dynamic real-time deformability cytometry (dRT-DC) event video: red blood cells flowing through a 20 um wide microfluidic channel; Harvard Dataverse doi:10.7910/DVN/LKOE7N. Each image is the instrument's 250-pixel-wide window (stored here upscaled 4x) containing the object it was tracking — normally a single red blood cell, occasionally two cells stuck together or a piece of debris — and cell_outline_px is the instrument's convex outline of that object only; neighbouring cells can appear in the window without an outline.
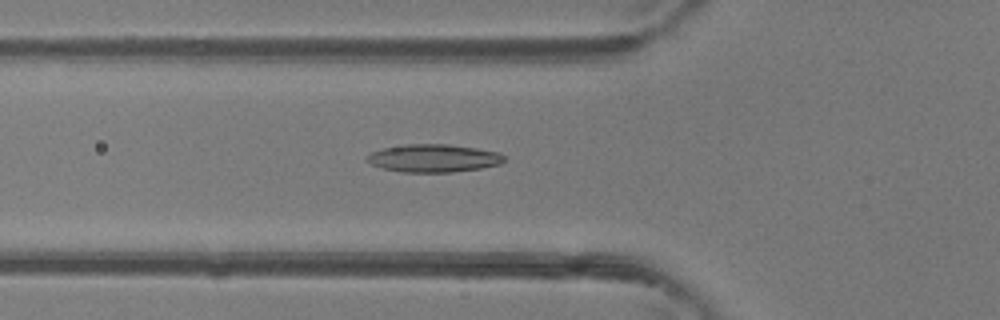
{"species": "common noctule bat (a hibernating species)", "species_latin": "Nyctalus noctula", "temperature_condition": "room temperature", "stored_images_in_passage": 31, "camera_frame_rate_fps": 3000, "um_per_image_px": 0.085, "animal": {"sex": "female"}, "frame": {"image": 1, "passage_image": 2, "time_ms": 0.333, "image_size_px": [1000, 320], "cell_outline_px": [[504, 160], [500, 164], [480, 168], [452, 172], [400, 172], [380, 168], [364, 160], [372, 152], [384, 148], [404, 144], [448, 144], [476, 148], [500, 152], [504, 156]], "centroid_in_image_um": [36.84, 13.45], "position_along_channel_um": 89.0, "area_um2": 22.31}}
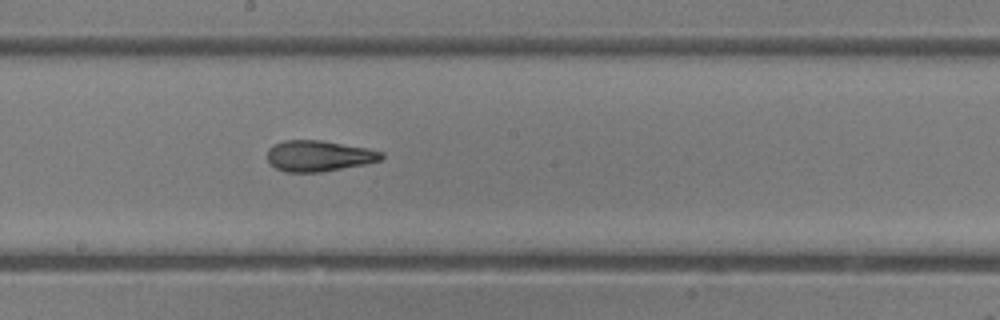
{"frame": {"image": 2, "passage_image": 11, "time_ms": 3.333, "image_size_px": [1000, 320], "cell_outline_px": [[384, 156], [380, 160], [364, 164], [320, 172], [284, 172], [276, 168], [268, 160], [268, 148], [284, 140], [320, 140], [368, 148], [384, 152]], "centroid_in_image_um": [27.1, 13.25], "position_along_channel_um": 221.1, "area_um2": 20.4}}
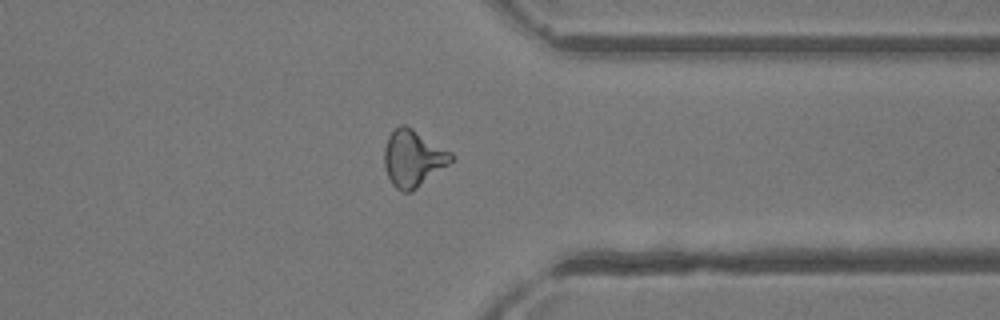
{"frame": {"image": 3, "passage_image": 22, "time_ms": 7.0, "image_size_px": [1000, 320], "cell_outline_px": [[452, 160], [448, 164], [412, 192], [400, 192], [392, 184], [384, 168], [384, 148], [388, 136], [400, 124], [404, 124], [412, 128], [452, 152]], "centroid_in_image_um": [35.08, 13.46], "position_along_channel_um": 376.3, "area_um2": 21.96}}